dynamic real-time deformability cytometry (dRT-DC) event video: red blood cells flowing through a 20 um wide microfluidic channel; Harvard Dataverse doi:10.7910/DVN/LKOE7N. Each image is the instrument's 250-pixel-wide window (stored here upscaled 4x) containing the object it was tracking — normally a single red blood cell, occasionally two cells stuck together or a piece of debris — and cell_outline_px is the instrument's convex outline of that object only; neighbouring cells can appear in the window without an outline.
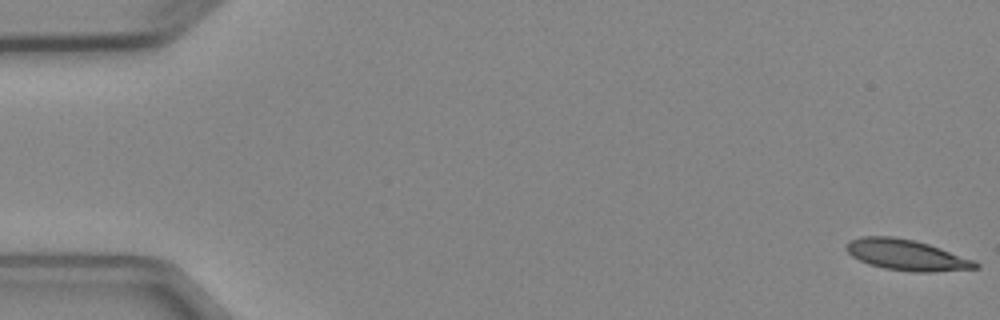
{"species": "Egyptian fruit bat (a non-hibernating species)", "species_latin": "Rousettus aegyptiacus", "temperature_condition": "cold", "stored_images_in_passage": 4, "camera_frame_rate_fps": 3000, "um_per_image_px": 0.085, "animal": {"sex": "female"}, "frame": {"image": 1, "passage_image": 1, "time_ms": 0.0, "image_size_px": [1000, 320], "cell_outline_px": [[980, 268], [932, 272], [912, 272], [884, 268], [868, 264], [852, 256], [844, 248], [844, 244], [848, 240], [860, 236], [892, 236], [912, 240], [928, 244], [976, 260], [980, 264]], "centroid_in_image_um": [77.04, 21.67], "position_along_channel_um": 8.0, "area_um2": 23.41}}
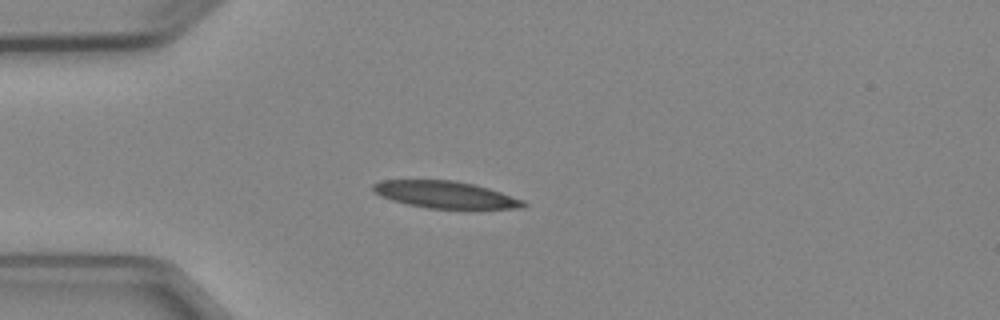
{"frame": {"image": 2, "passage_image": 4, "time_ms": 4.333, "image_size_px": [1000, 320], "cell_outline_px": [[528, 204], [524, 208], [428, 208], [408, 204], [392, 200], [380, 196], [372, 192], [372, 184], [380, 180], [456, 180], [476, 184], [524, 200]], "centroid_in_image_um": [37.82, 16.53], "position_along_channel_um": 47.2, "area_um2": 23.64}}